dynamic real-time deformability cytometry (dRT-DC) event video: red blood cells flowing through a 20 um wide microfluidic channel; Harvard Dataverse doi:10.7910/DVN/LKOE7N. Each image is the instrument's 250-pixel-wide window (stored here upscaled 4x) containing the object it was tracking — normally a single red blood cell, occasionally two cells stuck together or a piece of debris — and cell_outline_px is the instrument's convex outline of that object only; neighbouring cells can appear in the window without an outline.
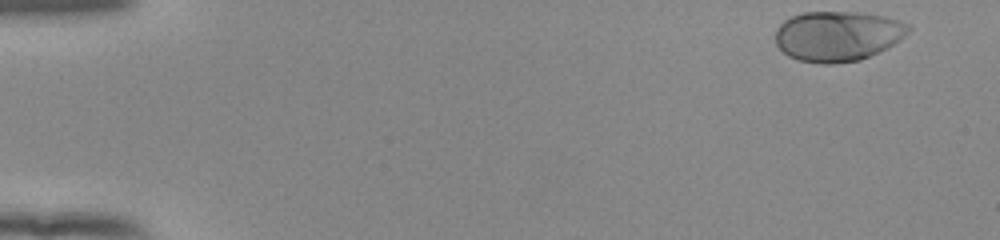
{"species": "human", "species_latin": "Homo sapiens", "temperature_condition": "room temperature", "stored_images_in_passage": 51, "camera_frame_rate_fps": 3000, "um_per_image_px": 0.085, "donor": {"sex": "female"}, "frame": {"image": 1, "passage_image": 1, "time_ms": 0.0, "image_size_px": [1000, 240], "cell_outline_px": [[912, 28], [904, 36], [888, 48], [860, 60], [832, 64], [820, 64], [800, 60], [788, 56], [776, 44], [776, 28], [784, 20], [792, 16], [804, 12], [856, 12], [884, 16], [900, 20], [912, 24]], "centroid_in_image_um": [71.23, 3.06], "position_along_channel_um": 13.8, "area_um2": 39.07}}
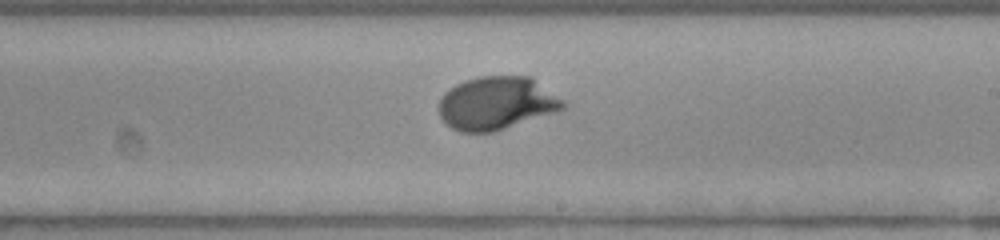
{"frame": {"image": 2, "passage_image": 30, "time_ms": 9.667, "image_size_px": [1000, 240], "cell_outline_px": [[568, 104], [564, 108], [556, 112], [492, 132], [460, 132], [452, 128], [440, 116], [440, 100], [444, 92], [456, 84], [464, 80], [480, 76], [532, 76], [564, 100]], "centroid_in_image_um": [42.24, 8.75], "position_along_channel_um": 246.8, "area_um2": 38.44}}
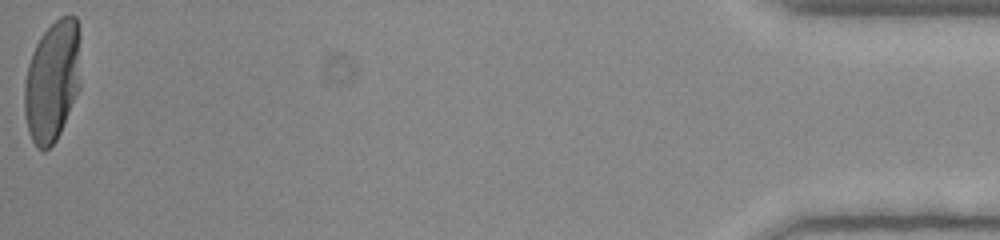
{"frame": {"image": 3, "passage_image": 51, "time_ms": 16.667, "image_size_px": [1000, 240], "cell_outline_px": [[80, 88], [60, 132], [56, 140], [48, 148], [36, 148], [28, 132], [24, 112], [24, 84], [28, 64], [32, 52], [40, 36], [60, 16], [76, 16], [80, 24]], "centroid_in_image_um": [4.46, 6.85], "position_along_channel_um": 430.7, "area_um2": 40.06}, "authors_computed_cell_mechanics": {"area_um2": 37.859, "velocity_mm_per_s": 3.8913, "shape_relaxation_time_tau1_ms": 2.8762, "shape_relaxation_time_tau2_ms": null, "deformation_change_tau1": 0.1969, "deformation_change_tau2": null}}